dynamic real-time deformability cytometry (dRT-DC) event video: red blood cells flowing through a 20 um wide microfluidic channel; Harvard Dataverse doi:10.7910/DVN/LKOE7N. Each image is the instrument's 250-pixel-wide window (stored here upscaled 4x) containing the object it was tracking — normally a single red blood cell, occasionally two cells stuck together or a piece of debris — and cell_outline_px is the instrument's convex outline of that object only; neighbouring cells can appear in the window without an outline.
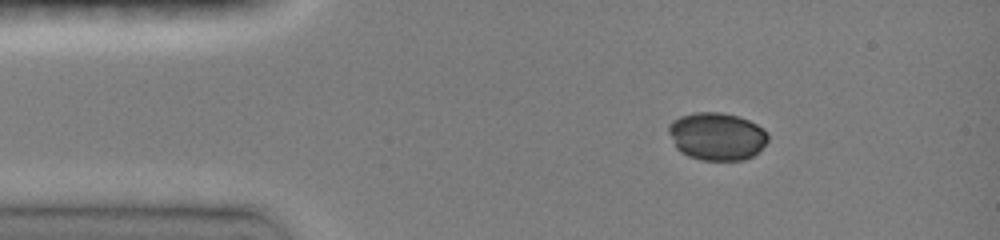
{"species": "common noctule bat (a hibernating species)", "species_latin": "Nyctalus noctula", "temperature_condition": "room temperature", "stored_images_in_passage": 15, "camera_frame_rate_fps": 3000, "um_per_image_px": 0.085, "animal": {"sex": "female", "body_mass_g": 19.0, "forearm_length_mm": 51.5}, "frame": {"image": 1, "passage_image": 1, "time_ms": 0.0, "image_size_px": [1000, 240], "cell_outline_px": [[768, 140], [760, 152], [744, 160], [700, 160], [688, 156], [680, 152], [676, 148], [668, 132], [668, 124], [672, 120], [680, 116], [696, 112], [720, 112], [736, 116], [748, 120], [764, 128], [768, 132]], "centroid_in_image_um": [60.93, 11.59], "position_along_channel_um": 24.1, "area_um2": 27.92}}
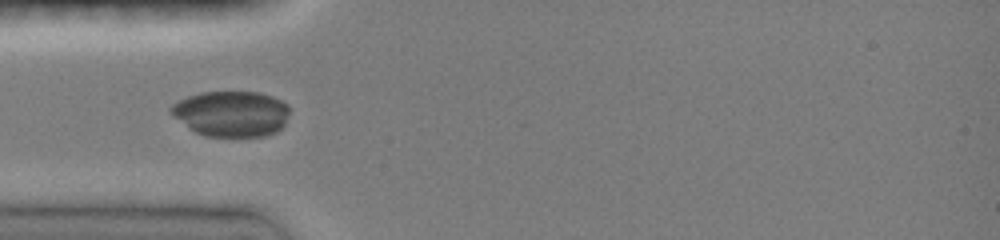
{"frame": {"image": 2, "passage_image": 11, "time_ms": 2.333, "image_size_px": [1000, 240], "cell_outline_px": [[288, 116], [284, 124], [276, 132], [264, 136], [204, 136], [196, 132], [172, 116], [168, 112], [168, 108], [172, 104], [188, 96], [200, 92], [256, 92], [272, 96], [288, 104]], "centroid_in_image_um": [19.64, 9.66], "position_along_channel_um": 65.4, "area_um2": 31.56}}